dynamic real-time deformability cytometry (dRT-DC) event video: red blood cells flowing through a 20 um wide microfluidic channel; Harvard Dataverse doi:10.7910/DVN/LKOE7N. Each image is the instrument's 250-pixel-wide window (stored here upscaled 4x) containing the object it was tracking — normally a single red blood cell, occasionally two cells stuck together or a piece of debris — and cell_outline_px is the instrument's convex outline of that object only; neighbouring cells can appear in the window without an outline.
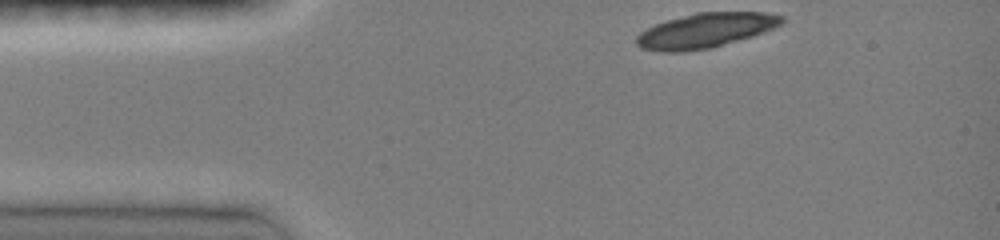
{"species": "common noctule bat (a hibernating species)", "species_latin": "Nyctalus noctula", "temperature_condition": "room temperature", "stored_images_in_passage": 35, "camera_frame_rate_fps": 3000, "um_per_image_px": 0.085, "animal": {"sex": "female", "body_mass_g": 19.0, "forearm_length_mm": 51.5}, "frame": {"image": 1, "passage_image": 1, "time_ms": 0.0, "image_size_px": [1000, 240], "cell_outline_px": [[784, 24], [764, 32], [752, 36], [712, 48], [684, 52], [660, 52], [640, 48], [636, 44], [636, 36], [640, 32], [656, 24], [668, 20], [696, 12], [764, 12], [784, 16]], "centroid_in_image_um": [59.98, 2.6], "position_along_channel_um": 25.0, "area_um2": 29.54}}